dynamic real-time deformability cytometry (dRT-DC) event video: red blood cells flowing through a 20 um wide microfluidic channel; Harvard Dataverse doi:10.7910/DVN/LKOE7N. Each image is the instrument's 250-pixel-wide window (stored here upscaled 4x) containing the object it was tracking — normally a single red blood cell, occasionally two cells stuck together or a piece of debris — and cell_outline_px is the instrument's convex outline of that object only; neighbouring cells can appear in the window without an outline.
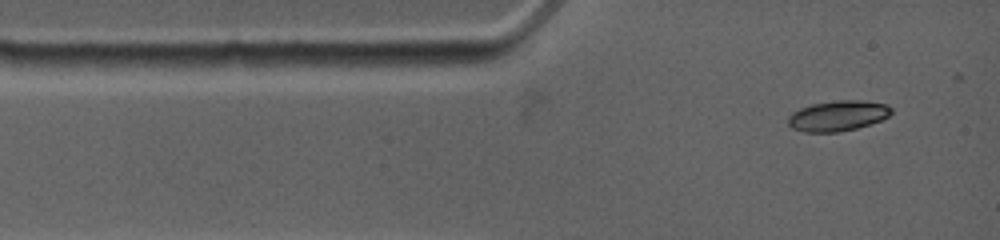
{"species": "common noctule bat (a hibernating species)", "species_latin": "Nyctalus noctula", "temperature_condition": "warm", "stored_images_in_passage": 3, "camera_frame_rate_fps": 4500, "um_per_image_px": 0.085, "animal": {"sex": "female", "body_mass_g": 19.0, "forearm_length_mm": 53.3}, "frame": {"image": 1, "passage_image": 1, "time_ms": 0.0, "image_size_px": [1000, 240], "cell_outline_px": [[892, 112], [888, 116], [880, 120], [856, 128], [840, 132], [804, 132], [792, 128], [788, 124], [788, 116], [792, 112], [800, 108], [812, 104], [836, 100], [860, 100], [888, 104], [892, 108]], "centroid_in_image_um": [71.2, 9.84], "position_along_channel_um": 13.8, "area_um2": 18.32}}